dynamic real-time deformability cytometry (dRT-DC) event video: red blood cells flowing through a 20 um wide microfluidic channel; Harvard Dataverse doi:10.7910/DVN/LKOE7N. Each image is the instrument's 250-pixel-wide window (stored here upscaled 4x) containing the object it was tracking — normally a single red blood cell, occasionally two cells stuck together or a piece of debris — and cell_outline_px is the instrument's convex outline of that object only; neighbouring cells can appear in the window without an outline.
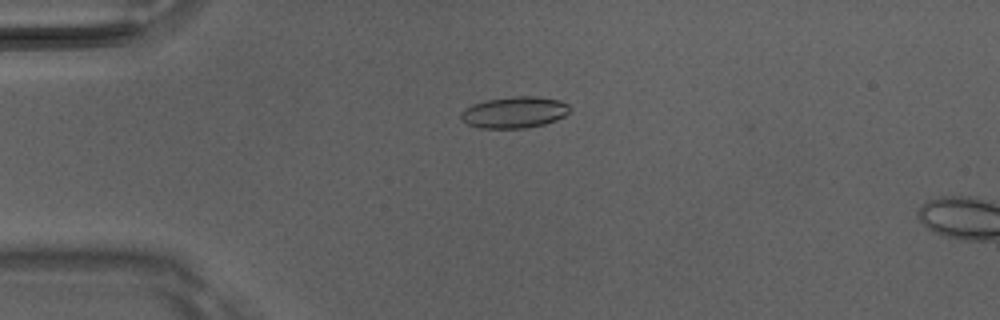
{"species": "Egyptian fruit bat (a non-hibernating species)", "species_latin": "Rousettus aegyptiacus", "temperature_condition": "room temperature", "stored_images_in_passage": 5, "camera_frame_rate_fps": 3000, "um_per_image_px": 0.085, "animal": {"sex": "male"}, "frame": {"image": 1, "passage_image": 4, "time_ms": 1.0, "image_size_px": [1000, 320], "cell_outline_px": [[568, 112], [564, 116], [556, 120], [544, 124], [524, 128], [480, 128], [468, 124], [460, 120], [460, 112], [464, 108], [472, 104], [484, 100], [516, 96], [536, 96], [560, 100], [568, 104]], "centroid_in_image_um": [43.67, 9.54], "position_along_channel_um": 41.3, "area_um2": 20.0}}